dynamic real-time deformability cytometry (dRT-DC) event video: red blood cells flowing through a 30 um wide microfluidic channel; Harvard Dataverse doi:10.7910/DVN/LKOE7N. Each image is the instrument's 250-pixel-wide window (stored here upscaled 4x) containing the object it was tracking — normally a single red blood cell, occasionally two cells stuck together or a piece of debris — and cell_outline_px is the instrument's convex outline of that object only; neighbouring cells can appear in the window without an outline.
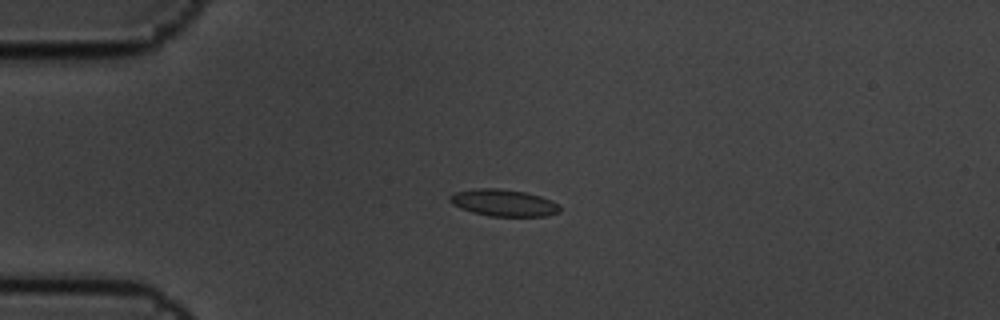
{"species": "common noctule bat (a hibernating species)", "species_latin": "Nyctalus noctula", "temperature_condition": "cold", "stored_images_in_passage": 4, "camera_frame_rate_fps": 3000, "um_per_image_px": 0.085, "animal": {"sex": "male", "body_mass_g": 19.5, "forearm_length_mm": 54.6}, "frame": {"image": 1, "passage_image": 4, "time_ms": 1.0, "image_size_px": [1000, 320], "cell_outline_px": [[560, 212], [548, 216], [488, 216], [472, 212], [460, 208], [452, 204], [448, 200], [448, 196], [456, 192], [476, 188], [500, 188], [524, 192], [540, 196], [552, 200], [560, 204]], "centroid_in_image_um": [42.81, 17.24], "position_along_channel_um": 42.2, "area_um2": 17.4}}